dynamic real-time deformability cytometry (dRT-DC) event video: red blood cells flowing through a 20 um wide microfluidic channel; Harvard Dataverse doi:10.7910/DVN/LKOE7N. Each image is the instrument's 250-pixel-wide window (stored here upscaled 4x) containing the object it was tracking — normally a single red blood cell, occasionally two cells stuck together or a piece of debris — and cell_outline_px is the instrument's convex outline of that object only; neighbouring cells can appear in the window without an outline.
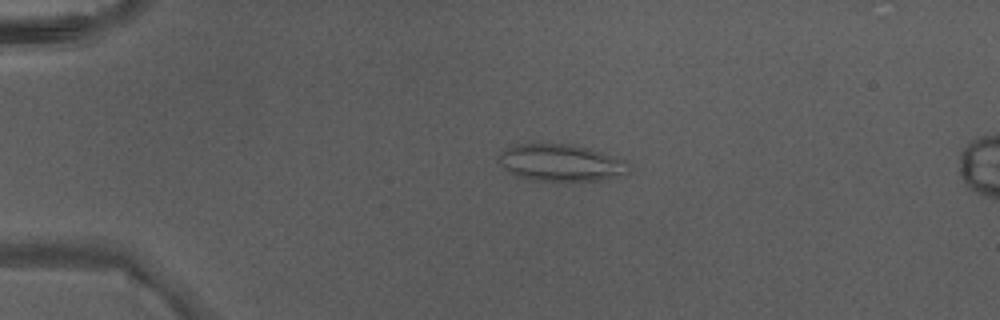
{"species": "Egyptian fruit bat (a non-hibernating species)", "species_latin": "Rousettus aegyptiacus", "temperature_condition": "warm", "stored_images_in_passage": 6, "camera_frame_rate_fps": 3000, "um_per_image_px": 0.085, "animal": {"sex": "male"}, "frame": {"image": 1, "passage_image": 4, "time_ms": 1.0, "image_size_px": [1000, 320], "cell_outline_px": [[628, 172], [596, 180], [572, 184], [532, 180], [516, 176], [500, 164], [496, 160], [496, 156], [500, 152], [516, 144], [572, 144], [588, 148], [628, 160]], "centroid_in_image_um": [47.64, 13.86], "position_along_channel_um": 37.4, "area_um2": 28.55}}